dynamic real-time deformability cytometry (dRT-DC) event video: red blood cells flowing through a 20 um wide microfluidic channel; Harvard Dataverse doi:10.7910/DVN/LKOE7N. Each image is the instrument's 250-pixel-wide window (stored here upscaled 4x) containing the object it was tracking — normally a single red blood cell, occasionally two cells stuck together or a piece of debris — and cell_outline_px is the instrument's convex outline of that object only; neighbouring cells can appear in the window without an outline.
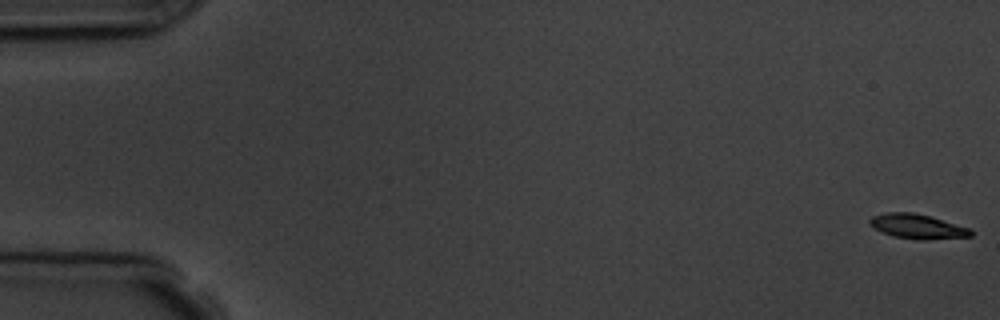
{"species": "common noctule bat (a hibernating species)", "species_latin": "Nyctalus noctula", "temperature_condition": "room temperature", "stored_images_in_passage": 5, "camera_frame_rate_fps": 3000, "um_per_image_px": 0.085, "animal": {"sex": "male", "body_mass_g": 19.5, "forearm_length_mm": 54.6}, "frame": {"image": 1, "passage_image": 1, "time_ms": 0.0, "image_size_px": [1000, 320], "cell_outline_px": [[972, 236], [924, 240], [920, 240], [892, 236], [868, 224], [868, 220], [872, 216], [888, 212], [912, 212], [932, 216], [972, 228]], "centroid_in_image_um": [78.02, 19.23], "position_along_channel_um": 7.0, "area_um2": 14.62}}
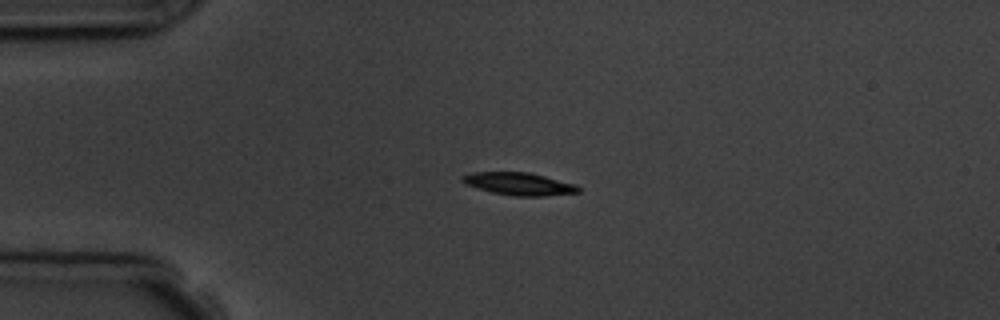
{"frame": {"image": 2, "passage_image": 4, "time_ms": 4.333, "image_size_px": [1000, 320], "cell_outline_px": [[580, 192], [544, 196], [512, 196], [492, 192], [464, 184], [460, 180], [460, 176], [472, 172], [528, 172], [576, 184], [580, 188]], "centroid_in_image_um": [44.09, 15.63], "position_along_channel_um": 40.9, "area_um2": 15.32}}